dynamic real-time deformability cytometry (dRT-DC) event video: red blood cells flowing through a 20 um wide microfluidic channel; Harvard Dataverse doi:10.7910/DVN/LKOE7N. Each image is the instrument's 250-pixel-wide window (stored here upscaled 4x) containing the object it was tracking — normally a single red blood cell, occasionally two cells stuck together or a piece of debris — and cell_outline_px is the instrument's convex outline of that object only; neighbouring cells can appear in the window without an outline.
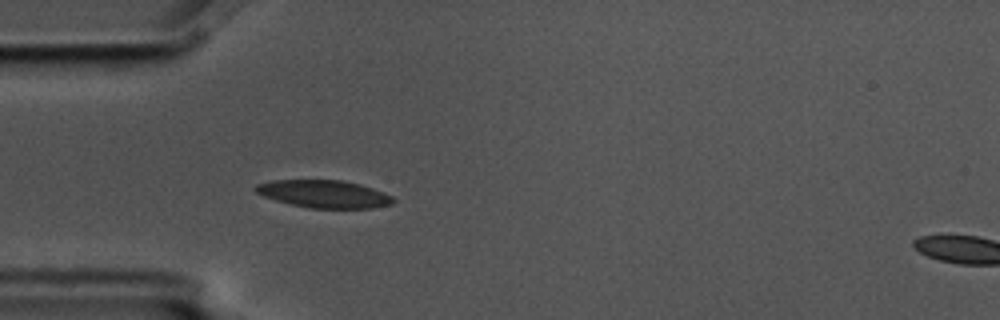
{"species": "common noctule bat (a hibernating species)", "species_latin": "Nyctalus noctula", "temperature_condition": "cold", "stored_images_in_passage": 2, "segment_of_instrument_passage": [1, 2], "camera_frame_rate_fps": 3000, "um_per_image_px": 0.085, "animal": {"sex": "male", "body_mass_g": 17.5, "forearm_length_mm": 52.3}, "frame": {"image": 1, "passage_image": 1, "time_ms": 0.0, "image_size_px": [1000, 320], "cell_outline_px": [[396, 200], [392, 204], [372, 208], [308, 208], [276, 200], [264, 196], [256, 192], [252, 188], [256, 184], [272, 180], [344, 180], [360, 184], [384, 192], [392, 196]], "centroid_in_image_um": [27.55, 16.48], "position_along_channel_um": 57.5, "area_um2": 22.2}}